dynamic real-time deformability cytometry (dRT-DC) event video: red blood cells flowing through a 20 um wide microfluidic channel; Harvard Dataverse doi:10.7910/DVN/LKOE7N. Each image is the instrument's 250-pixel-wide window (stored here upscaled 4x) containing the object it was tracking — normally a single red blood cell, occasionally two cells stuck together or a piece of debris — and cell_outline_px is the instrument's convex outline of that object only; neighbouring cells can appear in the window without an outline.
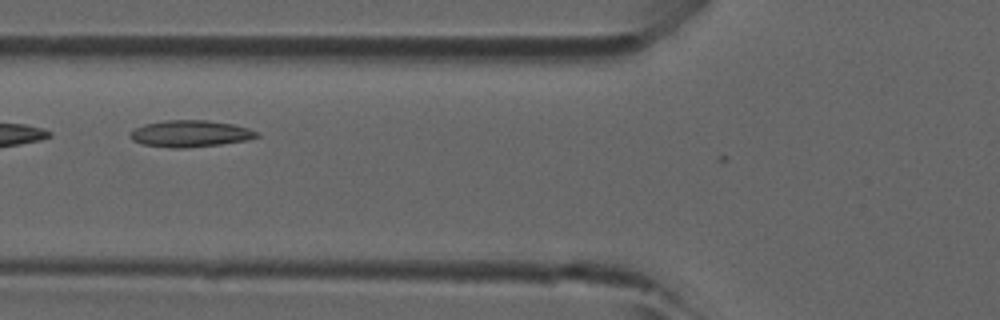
{"species": "common noctule bat (a hibernating species)", "species_latin": "Nyctalus noctula", "temperature_condition": "room temperature", "stored_images_in_passage": 5, "camera_frame_rate_fps": 3000, "um_per_image_px": 0.085, "animal": {"sex": "male", "forearm_length_mm": 52.5}, "frame": {"image": 1, "passage_image": 4, "time_ms": 1.0, "image_size_px": [1000, 320], "cell_outline_px": [[260, 136], [248, 140], [220, 144], [188, 148], [168, 148], [144, 144], [132, 140], [128, 136], [128, 132], [144, 124], [164, 120], [208, 120], [232, 124], [248, 128], [260, 132]], "centroid_in_image_um": [16.17, 11.36], "position_along_channel_um": 109.6, "area_um2": 19.88}}